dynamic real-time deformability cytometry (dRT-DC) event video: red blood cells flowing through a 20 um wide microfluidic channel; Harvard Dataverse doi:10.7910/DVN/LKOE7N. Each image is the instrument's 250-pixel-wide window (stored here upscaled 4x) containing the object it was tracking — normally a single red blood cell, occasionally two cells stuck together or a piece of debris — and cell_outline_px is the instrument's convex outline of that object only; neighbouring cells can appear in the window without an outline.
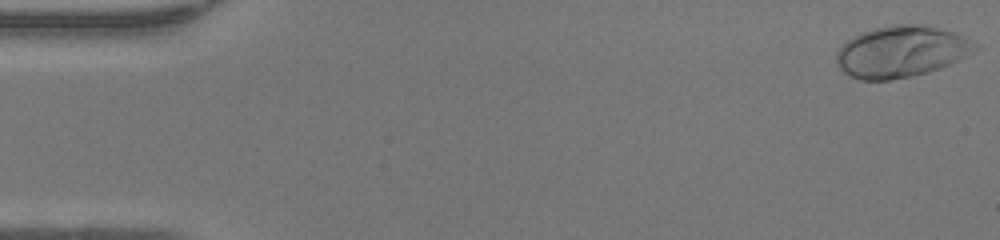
{"species": "human", "species_latin": "Homo sapiens", "temperature_condition": "warm", "stored_images_in_passage": 49, "camera_frame_rate_fps": 3000, "um_per_image_px": 0.085, "donor": {"sex": "female"}, "frame": {"image": 1, "passage_image": 1, "time_ms": 0.0, "image_size_px": [1000, 240], "cell_outline_px": [[980, 48], [976, 52], [960, 60], [940, 68], [912, 76], [888, 80], [860, 80], [848, 76], [836, 64], [836, 52], [852, 36], [860, 32], [876, 28], [896, 24], [924, 24], [952, 32], [964, 36]], "centroid_in_image_um": [76.61, 4.39], "position_along_channel_um": 8.4, "area_um2": 41.67}}
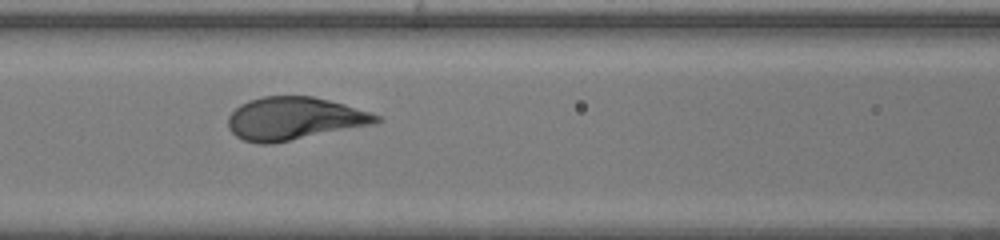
{"frame": {"image": 2, "passage_image": 21, "time_ms": 6.667, "image_size_px": [1000, 240], "cell_outline_px": [[384, 120], [372, 124], [268, 144], [260, 144], [244, 140], [236, 136], [228, 128], [228, 116], [240, 104], [248, 100], [264, 96], [312, 96], [344, 104], [380, 116]], "centroid_in_image_um": [24.96, 10.06], "position_along_channel_um": 141.6, "area_um2": 36.41}}
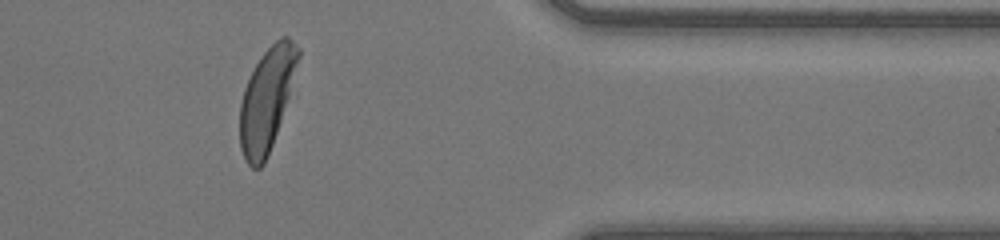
{"frame": {"image": 3, "passage_image": 40, "time_ms": 13.0, "image_size_px": [1000, 240], "cell_outline_px": [[300, 56], [288, 96], [268, 156], [264, 164], [260, 168], [252, 168], [244, 160], [240, 148], [240, 104], [244, 88], [260, 56], [280, 36], [288, 36], [300, 48]], "centroid_in_image_um": [22.65, 8.46], "position_along_channel_um": 388.7, "area_um2": 34.39}, "authors_computed_cell_mechanics": {"area_um2": 37.6856, "velocity_mm_per_s": 4.2387, "shape_relaxation_time_tau1_ms": 2.1929, "shape_relaxation_time_tau2_ms": null, "deformation_change_tau1": 0.1934, "deformation_change_tau2": null}}